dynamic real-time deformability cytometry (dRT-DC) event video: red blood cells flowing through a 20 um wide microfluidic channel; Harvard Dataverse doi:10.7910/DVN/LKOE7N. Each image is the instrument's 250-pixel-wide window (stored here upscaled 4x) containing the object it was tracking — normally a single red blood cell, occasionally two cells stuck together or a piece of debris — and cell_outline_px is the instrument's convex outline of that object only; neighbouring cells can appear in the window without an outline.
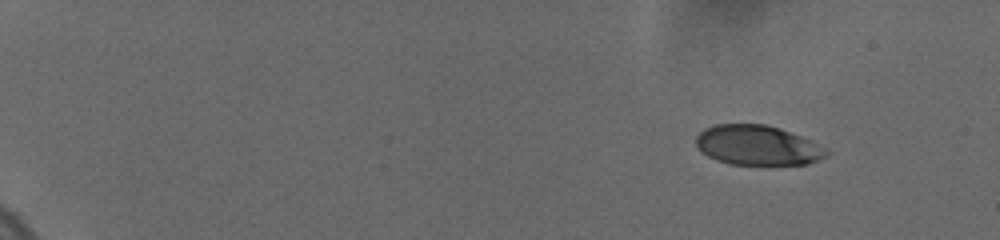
{"species": "human", "species_latin": "Homo sapiens", "temperature_condition": "cold", "stored_images_in_passage": 31, "camera_frame_rate_fps": 3000, "um_per_image_px": 0.085, "donor": {"sex": "female"}, "frame": {"image": 1, "passage_image": 1, "time_ms": 0.0, "image_size_px": [1000, 240], "cell_outline_px": [[832, 152], [828, 156], [808, 164], [728, 164], [716, 160], [708, 156], [696, 144], [696, 136], [704, 128], [716, 124], [764, 124], [780, 128], [812, 140], [828, 148]], "centroid_in_image_um": [64.45, 12.34], "position_along_channel_um": 20.5, "area_um2": 30.46}}
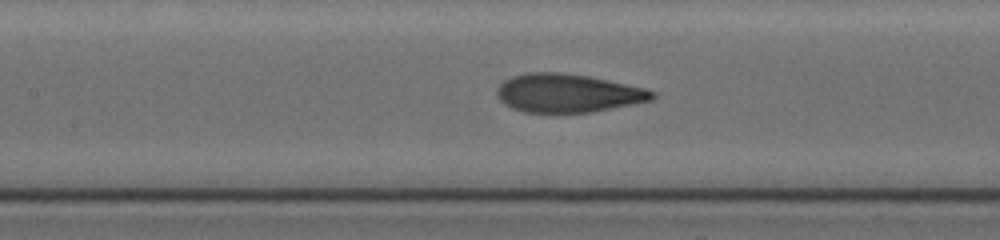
{"frame": {"image": 2, "passage_image": 18, "time_ms": 8.0, "image_size_px": [1000, 240], "cell_outline_px": [[656, 96], [652, 100], [592, 112], [556, 116], [524, 112], [512, 108], [504, 104], [496, 96], [496, 88], [504, 80], [512, 76], [528, 72], [564, 72], [588, 76], [644, 88], [656, 92]], "centroid_in_image_um": [48.2, 7.96], "position_along_channel_um": 159.2, "area_um2": 35.78}}
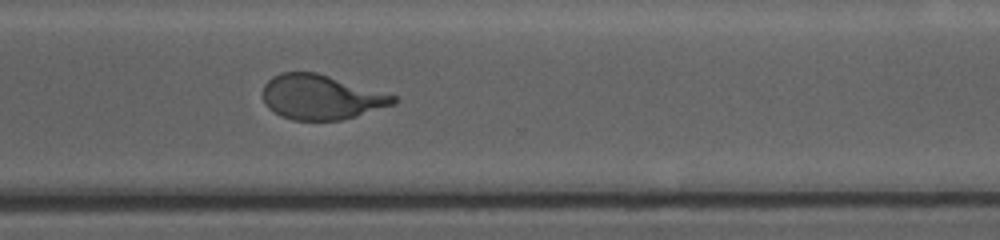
{"frame": {"image": 3, "passage_image": 31, "time_ms": 13.0, "image_size_px": [1000, 240], "cell_outline_px": [[396, 104], [356, 116], [340, 120], [292, 120], [280, 116], [268, 108], [264, 100], [264, 84], [272, 76], [280, 72], [316, 72], [396, 96]], "centroid_in_image_um": [27.27, 8.26], "position_along_channel_um": 343.3, "area_um2": 33.81}}